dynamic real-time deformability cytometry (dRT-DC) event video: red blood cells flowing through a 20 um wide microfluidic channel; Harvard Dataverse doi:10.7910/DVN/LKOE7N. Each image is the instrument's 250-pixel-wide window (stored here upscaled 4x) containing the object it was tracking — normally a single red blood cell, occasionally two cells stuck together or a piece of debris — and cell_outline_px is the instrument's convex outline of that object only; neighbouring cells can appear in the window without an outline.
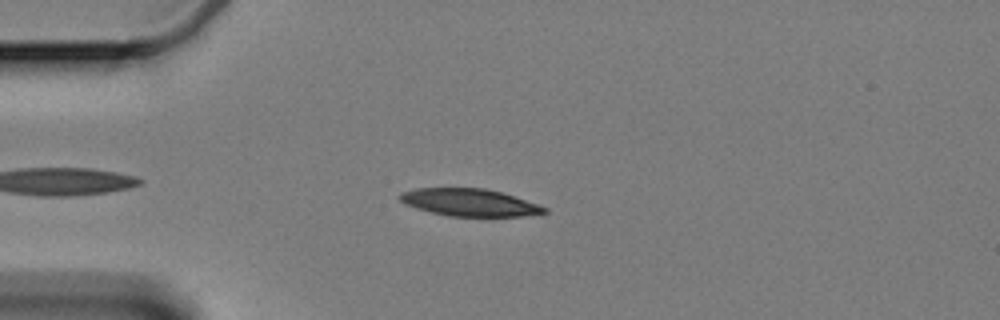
{"species": "Egyptian fruit bat (a non-hibernating species)", "species_latin": "Rousettus aegyptiacus", "temperature_condition": "cold", "stored_images_in_passage": 46, "camera_frame_rate_fps": 3000, "um_per_image_px": 0.085, "animal": {"sex": "female"}, "frame": {"image": 1, "passage_image": 7, "time_ms": 2.0, "image_size_px": [1000, 320], "cell_outline_px": [[548, 212], [524, 216], [448, 216], [416, 208], [404, 204], [400, 200], [400, 196], [404, 192], [416, 188], [484, 188], [500, 192], [548, 208]], "centroid_in_image_um": [39.9, 17.21], "position_along_channel_um": 45.1, "area_um2": 22.66}}
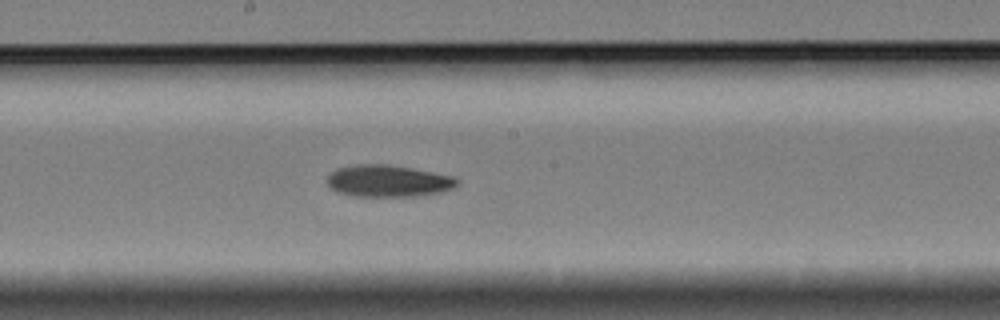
{"frame": {"image": 2, "passage_image": 24, "time_ms": 7.667, "image_size_px": [1000, 320], "cell_outline_px": [[460, 184], [452, 188], [440, 192], [416, 196], [352, 196], [336, 192], [328, 188], [328, 176], [336, 168], [356, 164], [388, 164], [412, 168], [452, 176], [460, 180]], "centroid_in_image_um": [32.97, 15.38], "position_along_channel_um": 215.2, "area_um2": 24.28}}
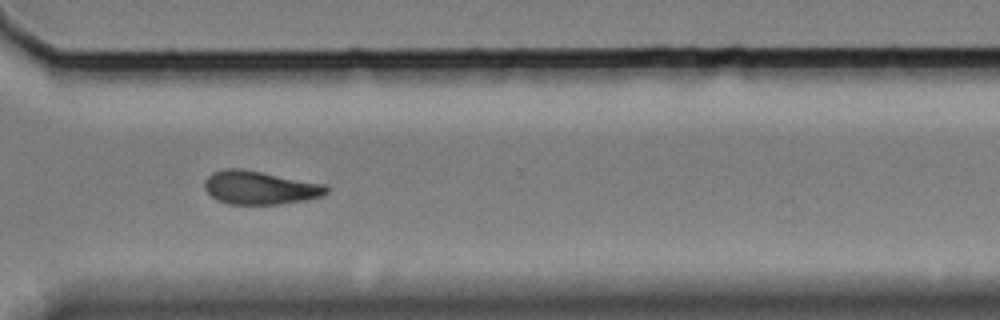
{"frame": {"image": 3, "passage_image": 36, "time_ms": 11.667, "image_size_px": [1000, 320], "cell_outline_px": [[328, 192], [324, 196], [308, 200], [280, 204], [228, 204], [216, 200], [204, 188], [204, 180], [212, 172], [224, 168], [240, 168], [328, 184]], "centroid_in_image_um": [22.12, 15.95], "position_along_channel_um": 348.5, "area_um2": 24.1}, "authors_computed_cell_mechanics": {"area_um2": 23.6402, "velocity_mm_per_s": 3.3375, "shape_relaxation_time_tau1_ms": 5.3894, "shape_relaxation_time_tau2_ms": null, "deformation_change_tau1": 0.1305, "deformation_change_tau2": null}}